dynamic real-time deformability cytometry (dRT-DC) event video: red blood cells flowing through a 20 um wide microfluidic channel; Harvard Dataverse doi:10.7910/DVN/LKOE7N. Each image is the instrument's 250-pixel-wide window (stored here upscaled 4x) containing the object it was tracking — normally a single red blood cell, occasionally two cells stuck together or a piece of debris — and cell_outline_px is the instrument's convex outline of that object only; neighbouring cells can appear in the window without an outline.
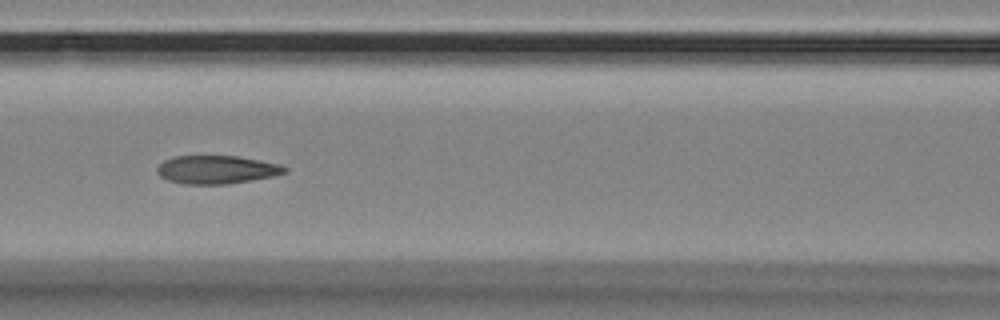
{"species": "Egyptian fruit bat (a non-hibernating species)", "species_latin": "Rousettus aegyptiacus", "temperature_condition": "room temperature", "stored_images_in_passage": 8, "camera_frame_rate_fps": 3000, "um_per_image_px": 0.085, "animal": {"sex": "female"}, "frame": {"image": 1, "passage_image": 3, "time_ms": 0.667, "image_size_px": [1000, 320], "cell_outline_px": [[288, 172], [272, 176], [228, 184], [184, 184], [168, 180], [160, 176], [156, 172], [156, 168], [164, 160], [176, 156], [236, 156], [260, 160], [280, 164], [288, 168]], "centroid_in_image_um": [18.41, 14.42], "position_along_channel_um": 148.2, "area_um2": 20.98}}
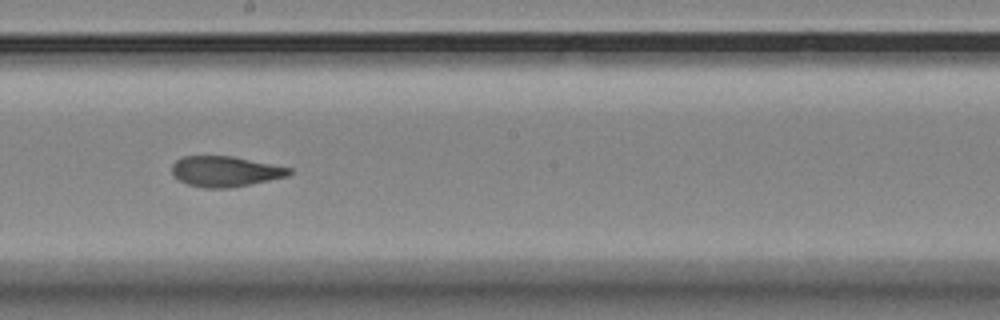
{"frame": {"image": 2, "passage_image": 5, "time_ms": 1.333, "image_size_px": [1000, 320], "cell_outline_px": [[292, 172], [288, 176], [228, 188], [204, 188], [188, 184], [180, 180], [172, 172], [172, 164], [176, 160], [184, 156], [232, 156], [292, 168]], "centroid_in_image_um": [19.14, 14.56], "position_along_channel_um": 229.1, "area_um2": 20.58}}
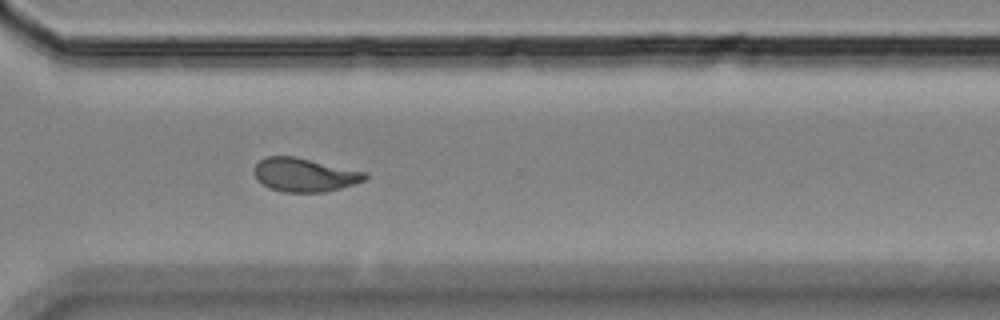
{"frame": {"image": 3, "passage_image": 8, "time_ms": 2.333, "image_size_px": [1000, 320], "cell_outline_px": [[368, 180], [340, 188], [324, 192], [284, 192], [272, 188], [264, 184], [256, 176], [256, 164], [260, 160], [268, 156], [296, 156], [368, 172]], "centroid_in_image_um": [25.98, 14.85], "position_along_channel_um": 344.6, "area_um2": 21.62}}